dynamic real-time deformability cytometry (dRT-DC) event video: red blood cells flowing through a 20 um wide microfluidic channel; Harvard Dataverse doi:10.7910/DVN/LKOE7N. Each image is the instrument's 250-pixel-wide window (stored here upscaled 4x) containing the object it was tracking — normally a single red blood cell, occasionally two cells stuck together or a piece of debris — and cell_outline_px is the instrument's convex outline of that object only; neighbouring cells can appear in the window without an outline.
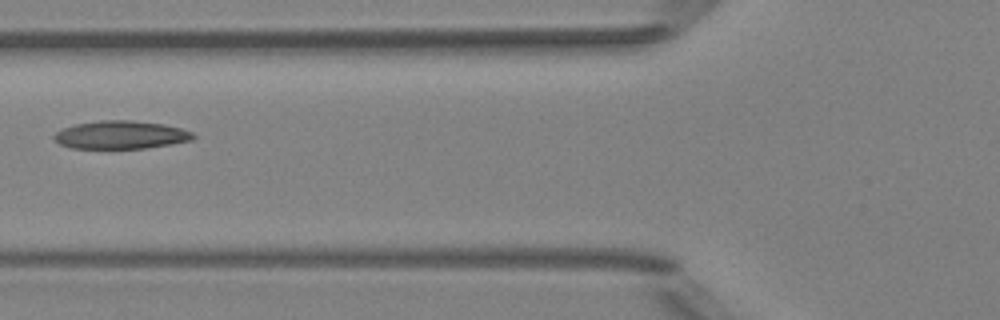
{"species": "Egyptian fruit bat (a non-hibernating species)", "species_latin": "Rousettus aegyptiacus", "temperature_condition": "room temperature", "stored_images_in_passage": 7, "camera_frame_rate_fps": 3000, "um_per_image_px": 0.085, "animal": {"sex": "female"}, "frame": {"image": 1, "passage_image": 6, "time_ms": 1.667, "image_size_px": [1000, 320], "cell_outline_px": [[196, 136], [192, 140], [172, 144], [144, 148], [72, 148], [60, 144], [52, 136], [56, 132], [64, 128], [76, 124], [100, 120], [132, 120], [164, 124], [180, 128], [192, 132]], "centroid_in_image_um": [10.29, 11.46], "position_along_channel_um": 115.5, "area_um2": 22.66}}
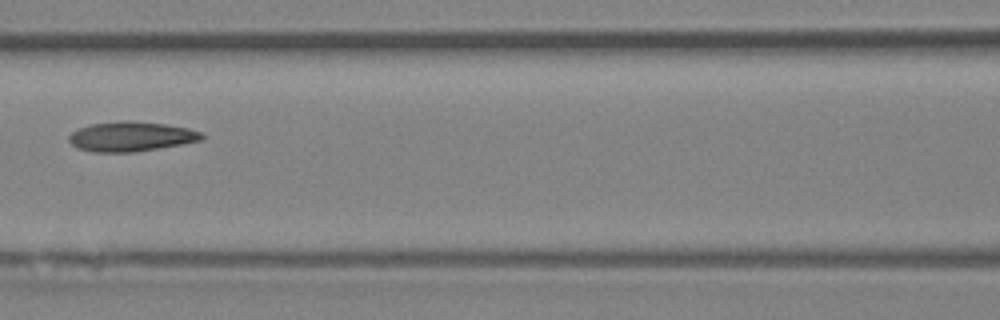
{"frame": {"image": 2, "passage_image": 7, "time_ms": 2.0, "image_size_px": [1000, 320], "cell_outline_px": [[204, 136], [200, 140], [180, 144], [136, 152], [92, 152], [76, 148], [68, 140], [68, 136], [72, 132], [80, 128], [92, 124], [120, 120], [168, 124], [188, 128], [200, 132]], "centroid_in_image_um": [11.1, 11.6], "position_along_channel_um": 155.5, "area_um2": 22.89}}